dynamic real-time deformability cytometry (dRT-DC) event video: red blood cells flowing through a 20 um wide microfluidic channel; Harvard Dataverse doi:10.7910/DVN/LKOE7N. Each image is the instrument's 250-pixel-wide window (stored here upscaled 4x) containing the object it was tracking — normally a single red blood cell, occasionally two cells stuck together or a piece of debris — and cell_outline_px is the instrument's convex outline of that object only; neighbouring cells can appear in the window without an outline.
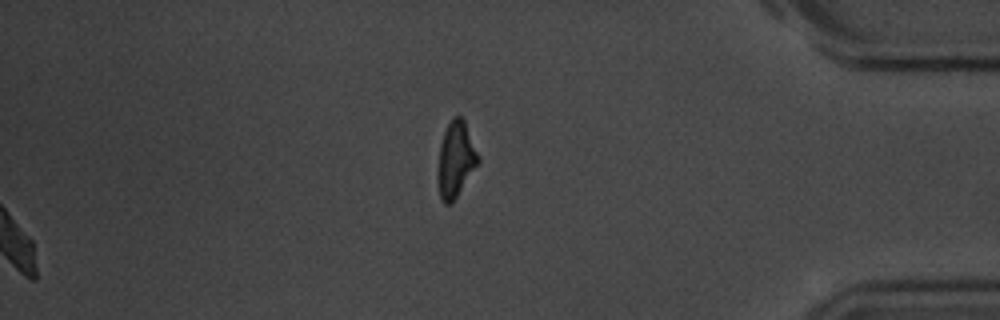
{"species": "common noctule bat (a hibernating species)", "species_latin": "Nyctalus noctula", "temperature_condition": "room temperature", "stored_images_in_passage": 45, "segment_of_instrument_passage": [2, 2], "camera_frame_rate_fps": 3000, "um_per_image_px": 0.085, "animal": {"sex": "male", "body_mass_g": 20.1, "forearm_length_mm": 53.5}, "frame": {"image": 1, "passage_image": 45, "time_ms": 14.667, "image_size_px": [1000, 320], "cell_outline_px": [[480, 160], [452, 204], [444, 204], [440, 200], [436, 176], [436, 172], [440, 144], [444, 132], [452, 116], [460, 116], [464, 120], [480, 156]], "centroid_in_image_um": [38.71, 13.59], "position_along_channel_um": 396.5, "area_um2": 18.09}}